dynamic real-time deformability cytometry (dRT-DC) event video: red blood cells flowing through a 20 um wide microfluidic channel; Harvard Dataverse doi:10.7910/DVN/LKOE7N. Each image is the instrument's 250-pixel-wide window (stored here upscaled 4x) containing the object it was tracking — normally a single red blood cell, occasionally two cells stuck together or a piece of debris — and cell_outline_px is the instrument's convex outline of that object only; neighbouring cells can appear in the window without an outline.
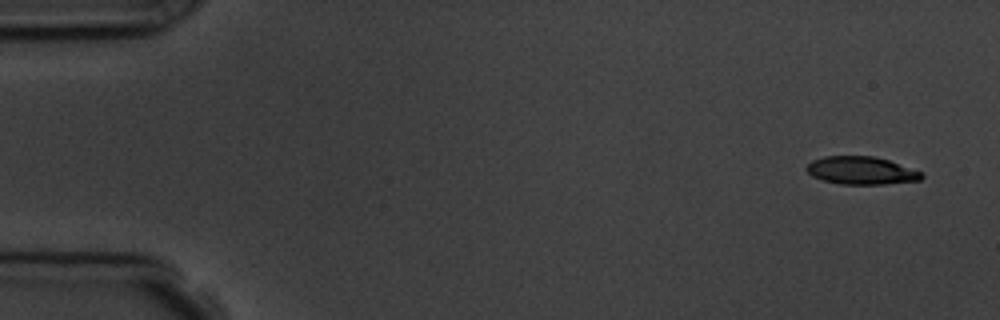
{"species": "common noctule bat (a hibernating species)", "species_latin": "Nyctalus noctula", "temperature_condition": "room temperature", "stored_images_in_passage": 4, "camera_frame_rate_fps": 3000, "um_per_image_px": 0.085, "animal": {"sex": "male", "body_mass_g": 19.5, "forearm_length_mm": 54.6}, "frame": {"image": 1, "passage_image": 1, "time_ms": 0.0, "image_size_px": [1000, 320], "cell_outline_px": [[924, 176], [920, 180], [884, 184], [840, 184], [824, 180], [812, 176], [804, 168], [812, 160], [824, 156], [876, 156], [924, 172]], "centroid_in_image_um": [73.22, 14.49], "position_along_channel_um": 11.8, "area_um2": 18.73}}